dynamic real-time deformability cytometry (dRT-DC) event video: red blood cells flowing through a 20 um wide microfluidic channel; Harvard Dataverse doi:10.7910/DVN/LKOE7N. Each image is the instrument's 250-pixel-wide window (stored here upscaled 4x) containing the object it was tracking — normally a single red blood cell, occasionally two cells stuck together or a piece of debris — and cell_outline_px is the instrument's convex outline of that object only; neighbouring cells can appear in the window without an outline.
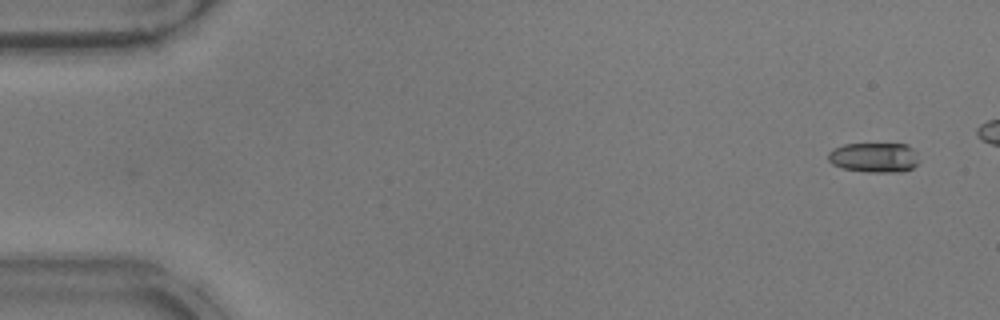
{"species": "common noctule bat (a hibernating species)", "species_latin": "Nyctalus noctula", "temperature_condition": "warm", "stored_images_in_passage": 46, "camera_frame_rate_fps": 3000, "um_per_image_px": 0.085, "animal": {"sex": "male", "body_mass_g": 17.9}, "frame": {"image": 1, "passage_image": 3, "time_ms": 0.667, "image_size_px": [1000, 320], "cell_outline_px": [[920, 160], [912, 168], [896, 172], [868, 172], [844, 168], [832, 164], [828, 160], [828, 152], [832, 148], [844, 144], [904, 144], [912, 148], [916, 152]], "centroid_in_image_um": [74.29, 13.38], "position_along_channel_um": 10.7, "area_um2": 15.78}}
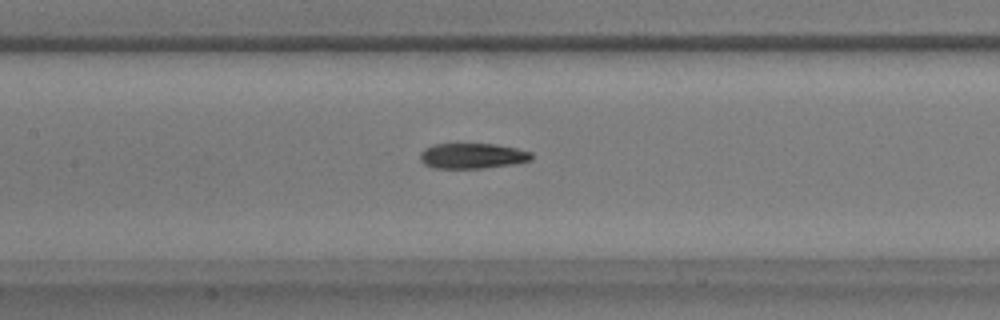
{"frame": {"image": 2, "passage_image": 25, "time_ms": 8.0, "image_size_px": [1000, 320], "cell_outline_px": [[532, 160], [516, 164], [484, 168], [432, 168], [424, 164], [420, 160], [420, 152], [424, 148], [432, 144], [496, 144], [516, 148], [532, 152]], "centroid_in_image_um": [40.15, 13.25], "position_along_channel_um": 167.2, "area_um2": 16.7}}
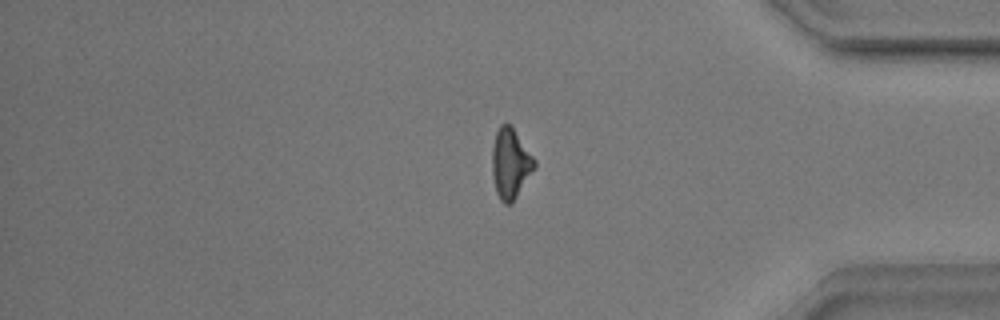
{"frame": {"image": 3, "passage_image": 44, "time_ms": 14.333, "image_size_px": [1000, 320], "cell_outline_px": [[536, 168], [516, 196], [508, 204], [504, 204], [500, 200], [496, 192], [492, 172], [492, 144], [496, 132], [500, 124], [504, 120], [512, 124], [536, 160]], "centroid_in_image_um": [43.39, 13.81], "position_along_channel_um": 391.8, "area_um2": 17.63}}